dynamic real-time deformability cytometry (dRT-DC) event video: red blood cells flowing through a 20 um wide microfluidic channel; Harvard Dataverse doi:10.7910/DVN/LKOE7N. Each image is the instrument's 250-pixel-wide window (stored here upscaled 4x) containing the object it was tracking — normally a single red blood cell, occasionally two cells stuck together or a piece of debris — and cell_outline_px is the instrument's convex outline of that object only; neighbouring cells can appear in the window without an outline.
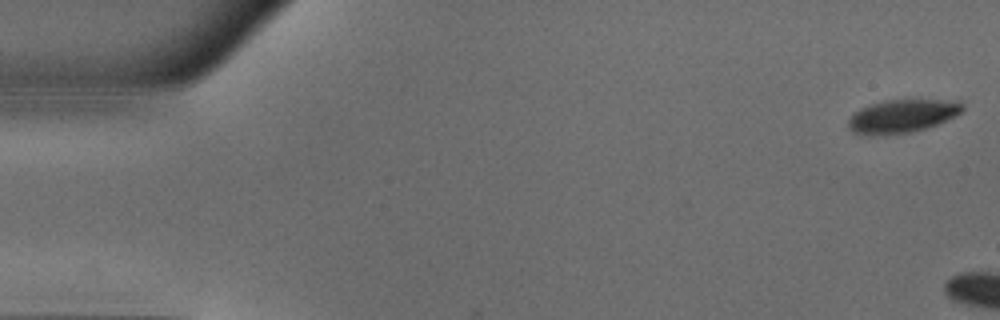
{"species": "common noctule bat (a hibernating species)", "species_latin": "Nyctalus noctula", "temperature_condition": "warm", "stored_images_in_passage": 4, "camera_frame_rate_fps": 3000, "um_per_image_px": 0.085, "animal": {"sex": "male", "body_mass_g": 18.8}, "frame": {"image": 1, "passage_image": 1, "time_ms": 0.0, "image_size_px": [1000, 320], "cell_outline_px": [[964, 108], [956, 116], [928, 128], [912, 132], [884, 136], [872, 136], [852, 132], [848, 128], [848, 120], [852, 112], [868, 104], [884, 100], [916, 96], [960, 100], [964, 104]], "centroid_in_image_um": [76.73, 9.81], "position_along_channel_um": 8.3, "area_um2": 23.81}}